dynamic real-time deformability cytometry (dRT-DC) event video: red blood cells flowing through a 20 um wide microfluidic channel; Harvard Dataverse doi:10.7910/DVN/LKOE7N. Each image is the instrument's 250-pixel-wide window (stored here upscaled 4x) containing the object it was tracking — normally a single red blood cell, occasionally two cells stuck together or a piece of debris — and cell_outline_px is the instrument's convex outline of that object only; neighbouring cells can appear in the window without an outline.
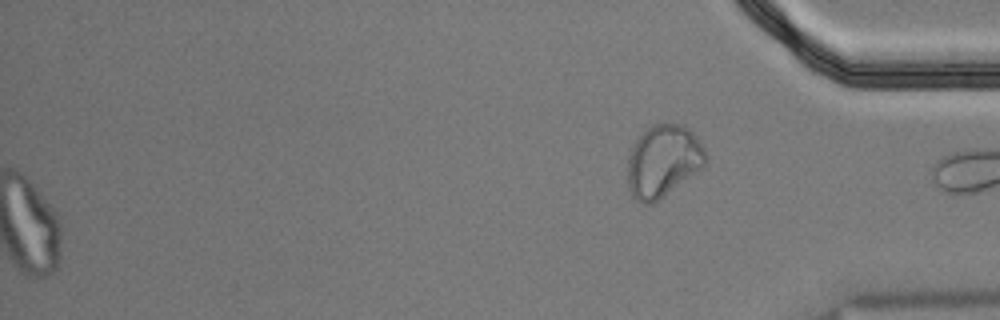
{"species": "Egyptian fruit bat (a non-hibernating species)", "species_latin": "Rousettus aegyptiacus", "temperature_condition": "cold", "stored_images_in_passage": 55, "camera_frame_rate_fps": 3000, "um_per_image_px": 0.085, "animal": {"sex": "male"}, "frame": {"image": 1, "passage_image": 55, "time_ms": 18.0, "image_size_px": [1000, 320], "cell_outline_px": [[708, 160], [696, 172], [660, 200], [652, 204], [644, 204], [636, 200], [632, 196], [628, 188], [628, 156], [636, 140], [652, 124], [684, 124], [696, 136], [704, 148], [708, 156]], "centroid_in_image_um": [56.37, 13.71], "position_along_channel_um": 378.8, "area_um2": 32.83}, "authors_computed_cell_mechanics": {"area_um2": 21.675, "velocity_mm_per_s": 3.617, "shape_relaxation_time_tau1_ms": 8.5741, "shape_relaxation_time_tau2_ms": 2.6165, "deformation_change_tau1": 0.2305, "deformation_change_tau2": 0.1138}}